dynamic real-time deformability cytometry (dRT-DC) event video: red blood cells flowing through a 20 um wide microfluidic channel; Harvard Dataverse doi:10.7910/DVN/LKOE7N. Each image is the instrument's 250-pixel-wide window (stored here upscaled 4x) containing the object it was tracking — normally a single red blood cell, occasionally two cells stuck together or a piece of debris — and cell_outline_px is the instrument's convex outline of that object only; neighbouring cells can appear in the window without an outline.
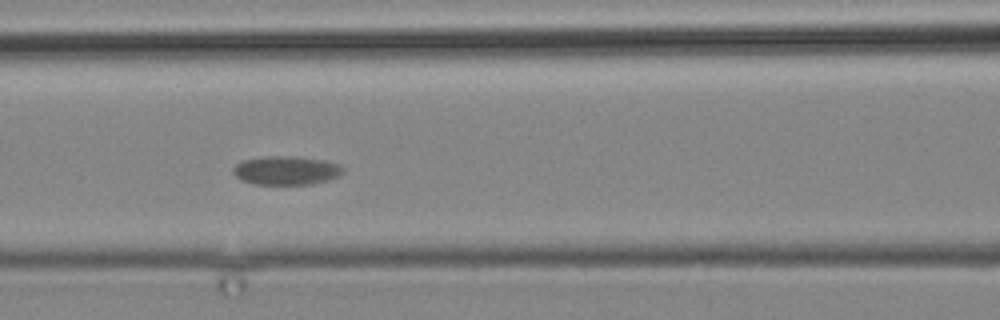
{"species": "common noctule bat (a hibernating species)", "species_latin": "Nyctalus noctula", "temperature_condition": "cold", "stored_images_in_passage": 5, "camera_frame_rate_fps": 3000, "um_per_image_px": 0.085, "animal": {"sex": "male", "body_mass_g": 19.2, "forearm_length_mm": 51.8}, "frame": {"image": 1, "passage_image": 3, "time_ms": 2.333, "image_size_px": [1000, 320], "cell_outline_px": [[344, 172], [340, 176], [328, 180], [312, 184], [256, 184], [244, 180], [236, 176], [232, 172], [232, 168], [236, 164], [244, 160], [264, 156], [296, 156], [324, 160], [340, 164], [344, 168]], "centroid_in_image_um": [24.37, 14.48], "position_along_channel_um": 142.2, "area_um2": 18.5}}
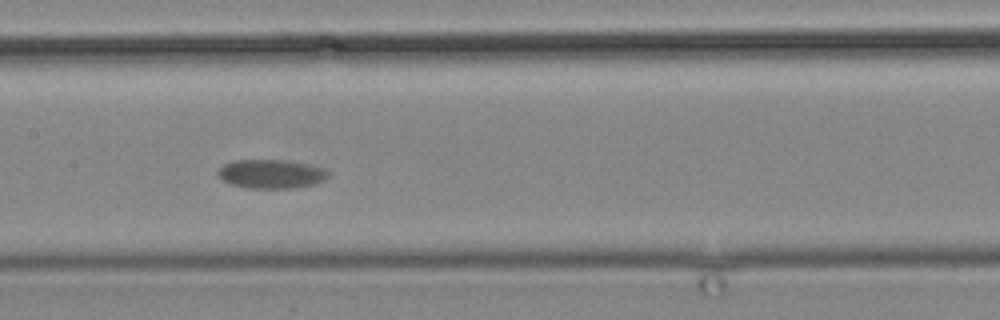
{"frame": {"image": 2, "passage_image": 4, "time_ms": 3.667, "image_size_px": [1000, 320], "cell_outline_px": [[328, 176], [324, 180], [312, 184], [296, 188], [248, 188], [232, 184], [216, 176], [216, 172], [224, 164], [236, 160], [284, 160], [308, 164], [324, 168], [328, 172]], "centroid_in_image_um": [23.03, 14.78], "position_along_channel_um": 184.4, "area_um2": 18.5}}
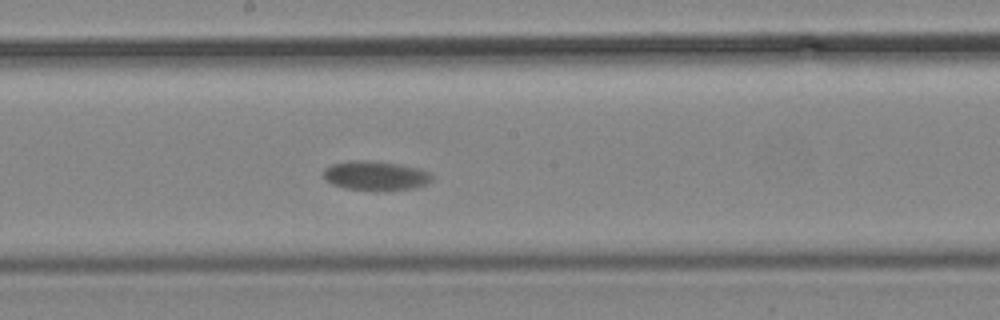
{"frame": {"image": 3, "passage_image": 5, "time_ms": 4.667, "image_size_px": [1000, 320], "cell_outline_px": [[432, 180], [428, 184], [412, 188], [376, 192], [344, 188], [332, 184], [324, 176], [324, 168], [332, 164], [348, 160], [372, 160], [400, 164], [420, 168], [428, 172], [432, 176]], "centroid_in_image_um": [31.93, 14.94], "position_along_channel_um": 216.3, "area_um2": 18.96}}